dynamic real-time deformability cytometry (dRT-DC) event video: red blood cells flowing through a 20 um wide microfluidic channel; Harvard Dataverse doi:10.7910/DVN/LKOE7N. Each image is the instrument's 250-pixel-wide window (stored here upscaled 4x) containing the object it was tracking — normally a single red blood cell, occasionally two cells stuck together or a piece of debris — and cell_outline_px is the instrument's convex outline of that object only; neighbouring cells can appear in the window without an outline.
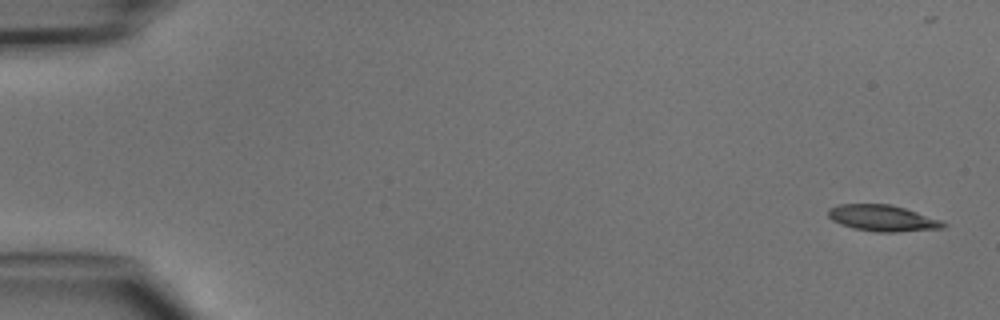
{"species": "common noctule bat (a hibernating species)", "species_latin": "Nyctalus noctula", "temperature_condition": "cold", "stored_images_in_passage": 6, "camera_frame_rate_fps": 3000, "um_per_image_px": 0.085, "animal": {"sex": "male", "body_mass_g": 15.6}, "frame": {"image": 1, "passage_image": 1, "time_ms": 0.0, "image_size_px": [1000, 320], "cell_outline_px": [[948, 224], [944, 228], [896, 232], [876, 232], [852, 228], [840, 224], [832, 220], [828, 216], [828, 208], [840, 204], [888, 204], [904, 208], [940, 220]], "centroid_in_image_um": [74.99, 18.55], "position_along_channel_um": 10.0, "area_um2": 17.51}}
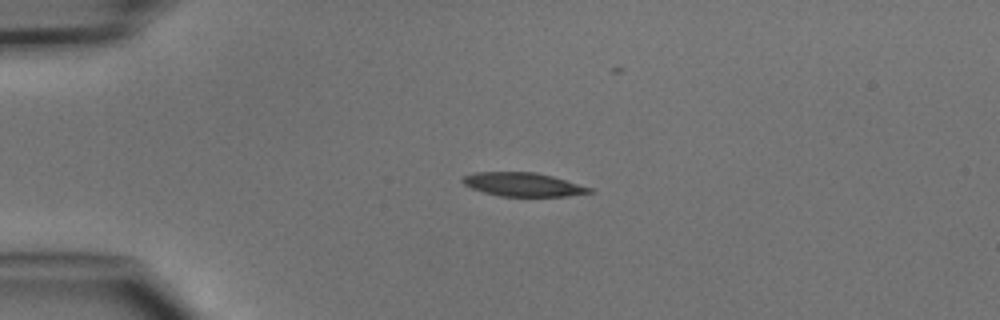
{"frame": {"image": 2, "passage_image": 4, "time_ms": 3.333, "image_size_px": [1000, 320], "cell_outline_px": [[592, 192], [568, 196], [500, 196], [484, 192], [472, 188], [464, 184], [460, 180], [464, 176], [472, 172], [536, 172], [552, 176], [592, 188]], "centroid_in_image_um": [44.43, 15.67], "position_along_channel_um": 40.6, "area_um2": 17.4}}